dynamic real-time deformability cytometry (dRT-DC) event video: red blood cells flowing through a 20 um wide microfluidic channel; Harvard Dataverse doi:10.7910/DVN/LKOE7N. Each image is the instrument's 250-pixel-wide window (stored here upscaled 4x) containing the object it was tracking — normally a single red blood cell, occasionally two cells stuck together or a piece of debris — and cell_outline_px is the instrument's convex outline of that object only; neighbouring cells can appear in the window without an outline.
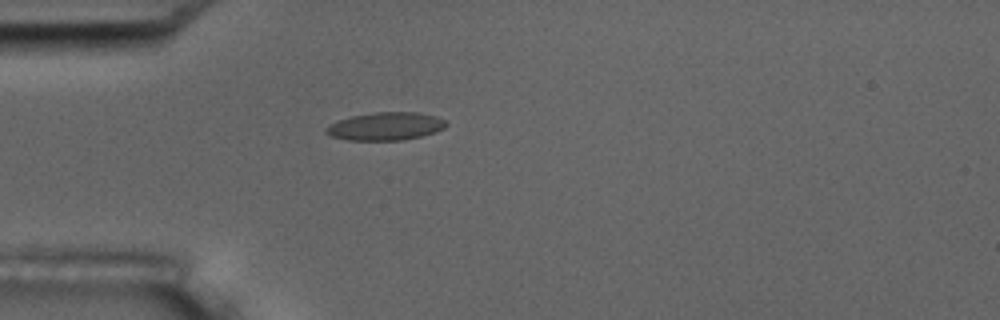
{"species": "common noctule bat (a hibernating species)", "species_latin": "Nyctalus noctula", "temperature_condition": "room temperature", "stored_images_in_passage": 2, "camera_frame_rate_fps": 3000, "um_per_image_px": 0.085, "animal": {"sex": "male", "body_mass_g": 17.5, "forearm_length_mm": 52.3}, "frame": {"image": 1, "passage_image": 1, "time_ms": 0.0, "image_size_px": [1000, 320], "cell_outline_px": [[448, 124], [444, 128], [436, 132], [404, 140], [348, 140], [332, 136], [324, 132], [324, 128], [328, 124], [336, 120], [352, 116], [376, 112], [416, 112], [436, 116], [448, 120]], "centroid_in_image_um": [32.78, 10.73], "position_along_channel_um": 52.2, "area_um2": 19.77}}